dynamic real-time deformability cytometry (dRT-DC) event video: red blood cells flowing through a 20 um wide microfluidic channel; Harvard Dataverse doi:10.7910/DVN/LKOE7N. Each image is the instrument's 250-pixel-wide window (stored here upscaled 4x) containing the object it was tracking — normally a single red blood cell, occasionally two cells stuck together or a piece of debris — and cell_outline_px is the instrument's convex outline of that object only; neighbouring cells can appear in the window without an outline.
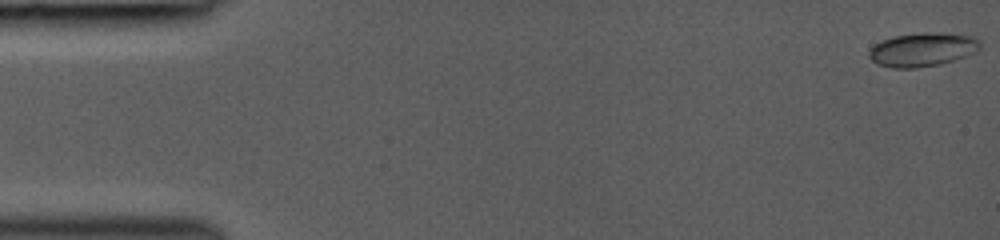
{"species": "common noctule bat (a hibernating species)", "species_latin": "Nyctalus noctula", "temperature_condition": "room temperature", "stored_images_in_passage": 16, "camera_frame_rate_fps": 3000, "um_per_image_px": 0.085, "animal": {"sex": "female", "body_mass_g": 19.0, "forearm_length_mm": 53.3}, "frame": {"image": 1, "passage_image": 1, "time_ms": 0.0, "image_size_px": [1000, 240], "cell_outline_px": [[980, 48], [976, 52], [940, 64], [916, 68], [892, 68], [876, 64], [868, 56], [868, 52], [880, 40], [892, 36], [924, 32], [940, 32], [976, 36], [980, 40]], "centroid_in_image_um": [78.41, 4.2], "position_along_channel_um": 6.6, "area_um2": 22.08}}
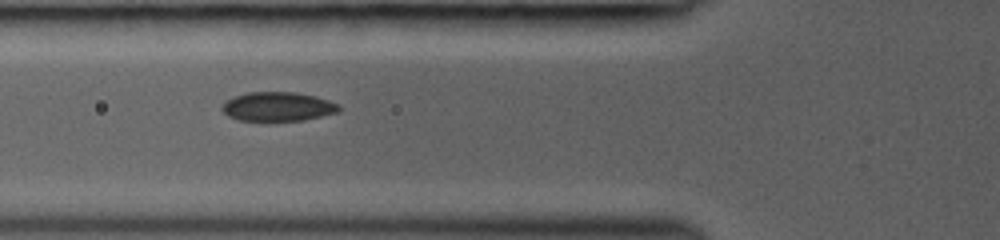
{"frame": {"image": 2, "passage_image": 12, "time_ms": 5.667, "image_size_px": [1000, 240], "cell_outline_px": [[340, 112], [304, 120], [240, 120], [228, 116], [220, 108], [228, 100], [236, 96], [248, 92], [296, 92], [316, 96], [340, 104]], "centroid_in_image_um": [23.67, 9.05], "position_along_channel_um": 102.1, "area_um2": 19.71}}
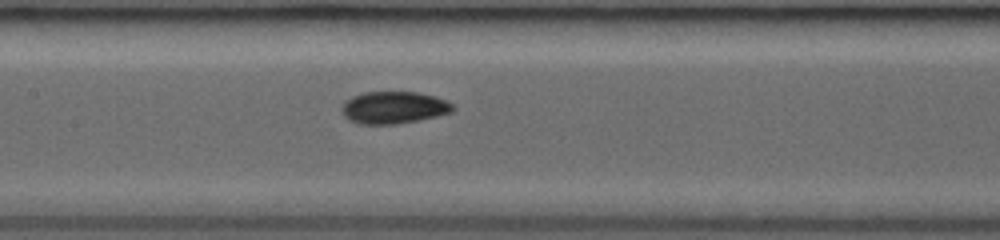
{"frame": {"image": 3, "passage_image": 16, "time_ms": 7.333, "image_size_px": [1000, 240], "cell_outline_px": [[456, 108], [452, 112], [436, 116], [396, 124], [360, 124], [348, 120], [344, 116], [340, 108], [352, 96], [364, 92], [416, 92], [436, 96], [452, 104]], "centroid_in_image_um": [33.46, 9.14], "position_along_channel_um": 173.9, "area_um2": 20.75}}